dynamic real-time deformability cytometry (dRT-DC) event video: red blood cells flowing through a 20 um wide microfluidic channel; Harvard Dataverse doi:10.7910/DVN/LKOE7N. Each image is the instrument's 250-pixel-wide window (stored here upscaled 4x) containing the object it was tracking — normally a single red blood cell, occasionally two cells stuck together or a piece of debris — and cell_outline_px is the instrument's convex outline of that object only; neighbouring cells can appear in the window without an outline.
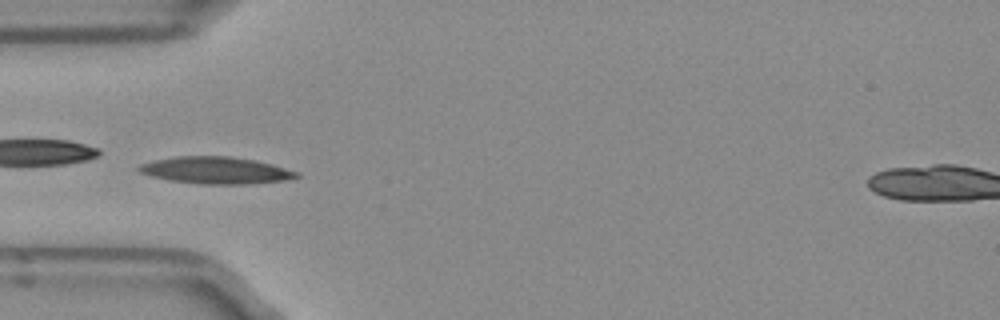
{"species": "Egyptian fruit bat (a non-hibernating species)", "species_latin": "Rousettus aegyptiacus", "temperature_condition": "room temperature", "stored_images_in_passage": 4, "camera_frame_rate_fps": 3000, "um_per_image_px": 0.085, "frame": {"image": 1, "passage_image": 4, "time_ms": 1.0, "image_size_px": [1000, 320], "cell_outline_px": [[300, 176], [284, 180], [244, 184], [200, 184], [168, 180], [152, 176], [140, 172], [136, 168], [140, 164], [156, 160], [176, 156], [232, 156], [256, 160], [272, 164], [300, 172]], "centroid_in_image_um": [18.35, 14.47], "position_along_channel_um": 66.6, "area_um2": 24.74}}